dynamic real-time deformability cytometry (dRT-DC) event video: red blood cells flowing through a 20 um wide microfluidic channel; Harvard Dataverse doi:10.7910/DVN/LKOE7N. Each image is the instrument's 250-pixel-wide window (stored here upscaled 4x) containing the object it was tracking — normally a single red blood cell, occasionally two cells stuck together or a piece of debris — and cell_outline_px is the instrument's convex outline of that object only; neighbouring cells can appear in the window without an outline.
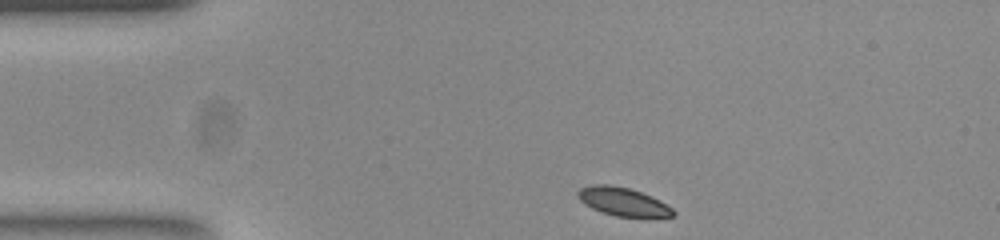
{"species": "common noctule bat (a hibernating species)", "species_latin": "Nyctalus noctula", "temperature_condition": "room temperature", "stored_images_in_passage": 44, "camera_frame_rate_fps": 3000, "um_per_image_px": 0.085, "animal": {"sex": "female", "body_mass_g": 23.0, "forearm_length_mm": 53.4}, "frame": {"image": 1, "passage_image": 1, "time_ms": 0.0, "image_size_px": [1000, 240], "cell_outline_px": [[676, 216], [616, 216], [600, 212], [584, 204], [576, 196], [576, 192], [580, 188], [592, 184], [608, 184], [628, 188], [652, 196], [660, 200], [672, 208], [676, 212]], "centroid_in_image_um": [52.91, 17.13], "position_along_channel_um": 32.1, "area_um2": 15.72}}
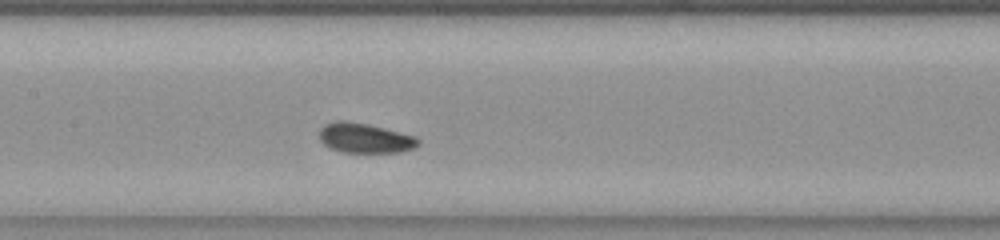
{"frame": {"image": 2, "passage_image": 16, "time_ms": 5.0, "image_size_px": [1000, 240], "cell_outline_px": [[420, 144], [416, 148], [400, 152], [344, 152], [328, 148], [320, 140], [320, 128], [324, 124], [336, 120], [340, 120], [364, 124], [384, 128], [416, 136], [420, 140]], "centroid_in_image_um": [31.03, 11.75], "position_along_channel_um": 176.4, "area_um2": 17.17}}
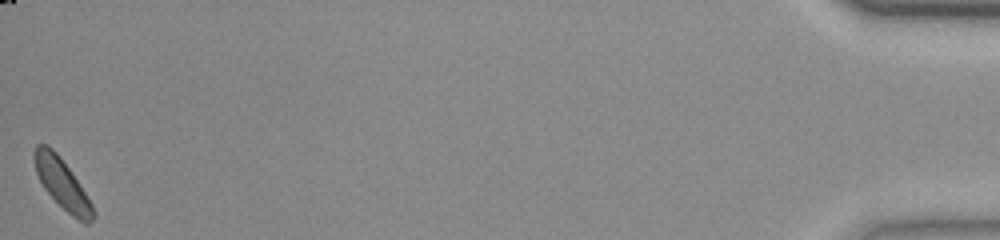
{"frame": {"image": 3, "passage_image": 44, "time_ms": 14.333, "image_size_px": [1000, 240], "cell_outline_px": [[96, 216], [88, 224], [84, 224], [72, 216], [44, 188], [36, 172], [32, 156], [32, 152], [36, 144], [48, 144], [56, 152], [68, 168], [92, 204], [96, 212]], "centroid_in_image_um": [5.27, 15.61], "position_along_channel_um": 429.9, "area_um2": 16.82}, "authors_computed_cell_mechanics": {"area_um2": 17.0799, "velocity_mm_per_s": 3.7999, "shape_relaxation_time_tau1_ms": null, "shape_relaxation_time_tau2_ms": 3.2442, "deformation_change_tau1": null, "deformation_change_tau2": 0.0736}}